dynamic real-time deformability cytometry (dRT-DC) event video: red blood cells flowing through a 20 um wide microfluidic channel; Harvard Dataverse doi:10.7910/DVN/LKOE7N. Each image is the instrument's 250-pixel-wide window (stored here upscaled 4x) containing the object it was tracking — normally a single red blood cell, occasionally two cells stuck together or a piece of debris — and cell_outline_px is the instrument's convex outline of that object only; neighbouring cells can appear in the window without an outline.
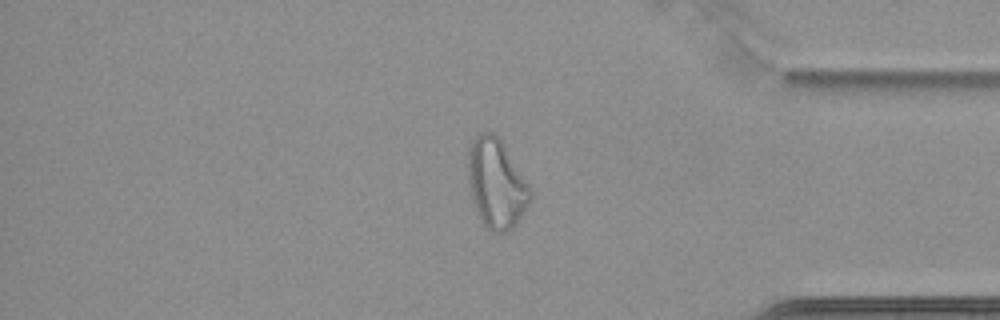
{"species": "common noctule bat (a hibernating species)", "species_latin": "Nyctalus noctula", "temperature_condition": "cold", "stored_images_in_passage": 63, "camera_frame_rate_fps": 3000, "um_per_image_px": 0.085, "animal": {"sex": "female", "body_mass_g": 22.7, "forearm_length_mm": 54.2}, "frame": {"image": 1, "passage_image": 54, "time_ms": 17.667, "image_size_px": [1000, 320], "cell_outline_px": [[532, 196], [528, 204], [516, 224], [508, 232], [492, 232], [480, 220], [472, 196], [468, 180], [468, 148], [476, 136], [480, 132], [492, 132], [504, 144], [528, 184], [532, 192]], "centroid_in_image_um": [42.18, 15.6], "position_along_channel_um": 393.0, "area_um2": 32.02}}